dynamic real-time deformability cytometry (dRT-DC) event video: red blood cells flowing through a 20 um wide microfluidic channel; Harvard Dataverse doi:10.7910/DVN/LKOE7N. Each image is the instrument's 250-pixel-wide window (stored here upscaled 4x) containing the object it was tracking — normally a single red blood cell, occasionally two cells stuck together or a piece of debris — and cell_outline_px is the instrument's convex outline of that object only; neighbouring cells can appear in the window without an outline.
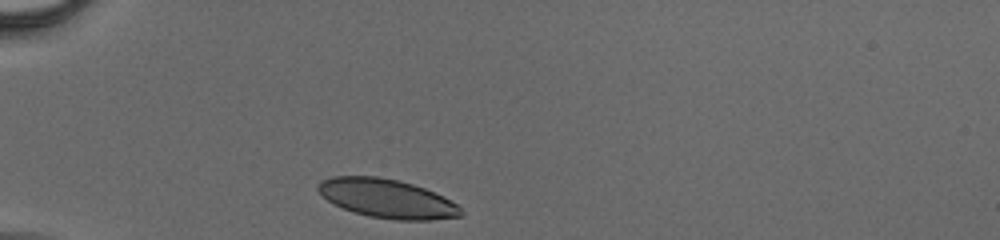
{"species": "human", "species_latin": "Homo sapiens", "temperature_condition": "cold", "stored_images_in_passage": 32, "camera_frame_rate_fps": 3000, "um_per_image_px": 0.085, "donor": {"sex": "male"}, "frame": {"image": 1, "passage_image": 1, "time_ms": 0.0, "image_size_px": [1000, 240], "cell_outline_px": [[464, 212], [460, 216], [432, 220], [396, 220], [368, 216], [352, 212], [328, 200], [316, 188], [320, 180], [332, 176], [376, 176], [396, 180], [412, 184], [424, 188], [456, 204]], "centroid_in_image_um": [32.86, 16.88], "position_along_channel_um": 52.1, "area_um2": 31.96}}
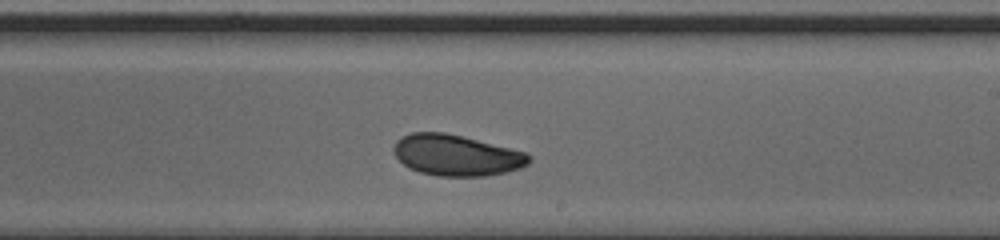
{"frame": {"image": 2, "passage_image": 19, "time_ms": 6.0, "image_size_px": [1000, 240], "cell_outline_px": [[532, 160], [528, 164], [520, 168], [504, 172], [484, 176], [436, 176], [420, 172], [404, 164], [396, 156], [392, 148], [396, 140], [400, 136], [412, 132], [444, 132], [524, 152], [532, 156]], "centroid_in_image_um": [38.76, 13.19], "position_along_channel_um": 250.2, "area_um2": 32.02}}
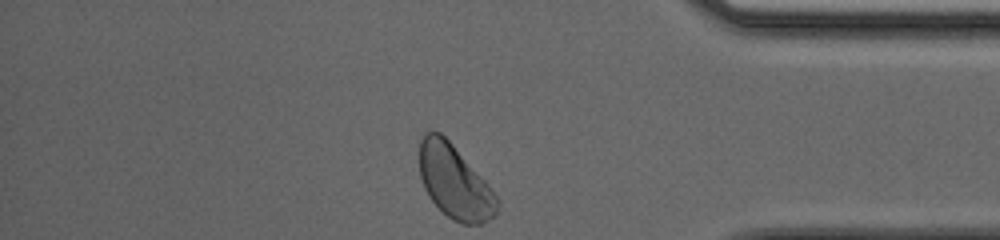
{"frame": {"image": 3, "passage_image": 32, "time_ms": 10.333, "image_size_px": [1000, 240], "cell_outline_px": [[500, 204], [496, 212], [492, 216], [480, 224], [464, 224], [452, 220], [428, 196], [424, 188], [420, 176], [416, 152], [420, 140], [424, 132], [440, 132], [452, 144], [488, 184], [500, 200]], "centroid_in_image_um": [38.59, 15.43], "position_along_channel_um": 396.6, "area_um2": 33.35}}